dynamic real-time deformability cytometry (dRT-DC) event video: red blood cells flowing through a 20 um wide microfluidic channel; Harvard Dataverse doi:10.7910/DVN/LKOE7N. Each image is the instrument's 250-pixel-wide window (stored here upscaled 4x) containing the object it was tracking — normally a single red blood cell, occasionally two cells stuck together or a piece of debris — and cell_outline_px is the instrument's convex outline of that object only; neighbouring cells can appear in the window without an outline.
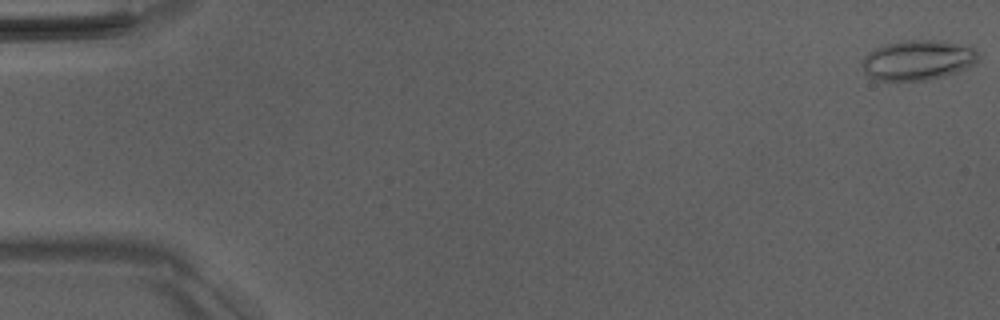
{"species": "Egyptian fruit bat (a non-hibernating species)", "species_latin": "Rousettus aegyptiacus", "temperature_condition": "room temperature", "stored_images_in_passage": 15, "camera_frame_rate_fps": 3000, "um_per_image_px": 0.085, "animal": {"sex": "male"}, "frame": {"image": 1, "passage_image": 1, "time_ms": 0.0, "image_size_px": [1000, 320], "cell_outline_px": [[980, 60], [956, 72], [944, 76], [928, 80], [876, 80], [868, 76], [864, 72], [860, 64], [864, 56], [868, 52], [884, 44], [904, 40], [940, 40], [972, 44], [976, 48]], "centroid_in_image_um": [78.04, 5.08], "position_along_channel_um": 7.0, "area_um2": 27.63}}